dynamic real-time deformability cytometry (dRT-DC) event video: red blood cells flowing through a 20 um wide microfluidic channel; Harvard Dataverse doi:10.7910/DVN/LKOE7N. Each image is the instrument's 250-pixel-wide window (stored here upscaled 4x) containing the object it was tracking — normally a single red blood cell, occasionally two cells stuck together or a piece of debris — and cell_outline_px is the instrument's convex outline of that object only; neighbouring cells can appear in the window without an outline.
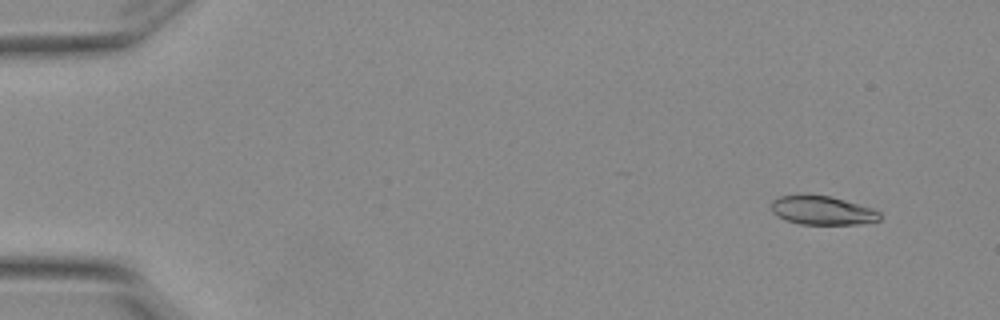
{"species": "Egyptian fruit bat (a non-hibernating species)", "species_latin": "Rousettus aegyptiacus", "temperature_condition": "warm", "stored_images_in_passage": 7, "camera_frame_rate_fps": 3000, "um_per_image_px": 0.085, "animal": {"sex": "female"}, "frame": {"image": 1, "passage_image": 2, "time_ms": 0.333, "image_size_px": [1000, 320], "cell_outline_px": [[880, 220], [856, 224], [800, 224], [784, 220], [776, 216], [772, 212], [772, 200], [780, 196], [832, 196], [872, 208], [880, 212]], "centroid_in_image_um": [69.89, 17.9], "position_along_channel_um": 15.1, "area_um2": 17.98}}
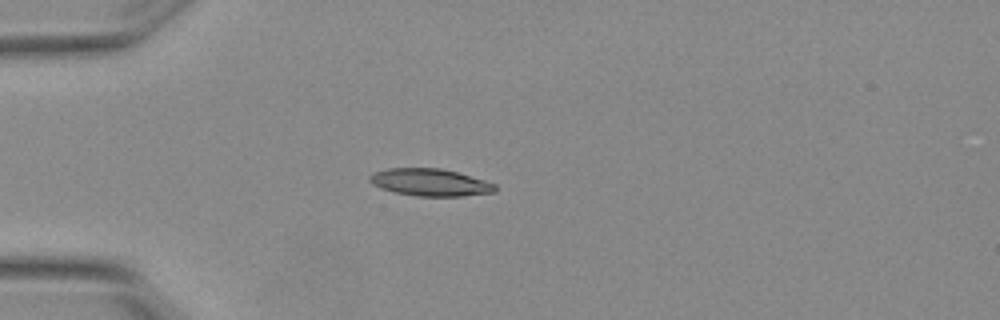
{"frame": {"image": 2, "passage_image": 5, "time_ms": 1.333, "image_size_px": [1000, 320], "cell_outline_px": [[496, 192], [464, 196], [420, 196], [396, 192], [380, 188], [372, 184], [368, 180], [368, 176], [372, 172], [388, 168], [440, 168], [456, 172], [484, 180], [496, 184]], "centroid_in_image_um": [36.54, 15.5], "position_along_channel_um": 48.5, "area_um2": 19.94}}
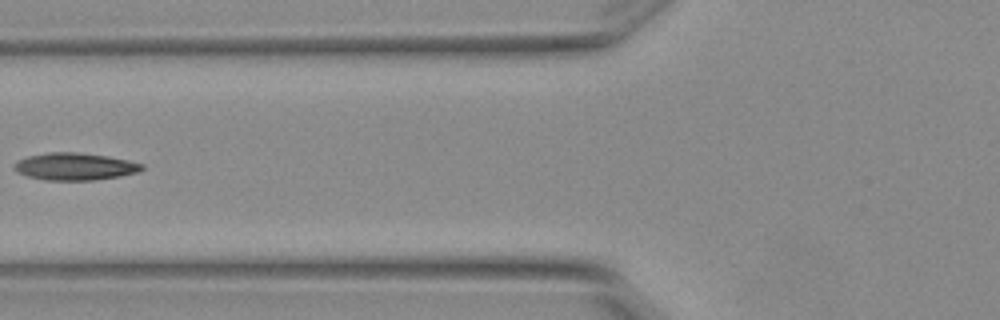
{"frame": {"image": 3, "passage_image": 7, "time_ms": 2.0, "image_size_px": [1000, 320], "cell_outline_px": [[144, 168], [136, 172], [120, 176], [92, 180], [44, 180], [28, 176], [16, 172], [16, 164], [20, 160], [28, 156], [48, 152], [76, 152], [108, 156], [128, 160], [144, 164]], "centroid_in_image_um": [6.39, 14.15], "position_along_channel_um": 119.4, "area_um2": 20.06}}